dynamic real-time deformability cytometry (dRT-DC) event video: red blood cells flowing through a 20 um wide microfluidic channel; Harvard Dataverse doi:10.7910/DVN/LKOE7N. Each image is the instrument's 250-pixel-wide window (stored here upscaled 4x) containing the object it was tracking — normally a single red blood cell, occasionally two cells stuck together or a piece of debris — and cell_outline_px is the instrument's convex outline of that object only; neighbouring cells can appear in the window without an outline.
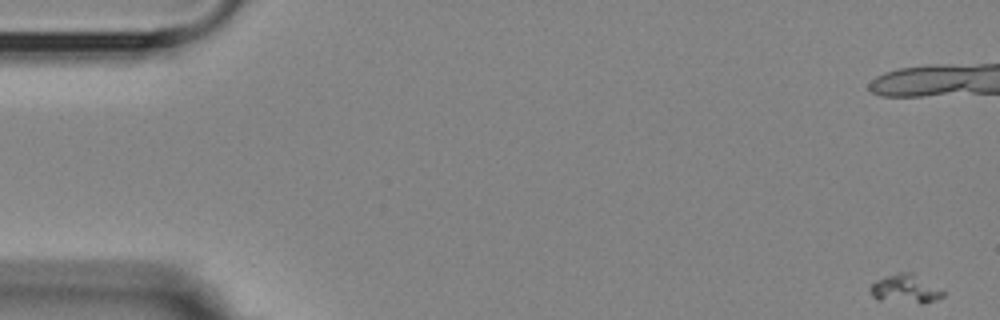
{"species": "Egyptian fruit bat (a non-hibernating species)", "species_latin": "Rousettus aegyptiacus", "temperature_condition": "room temperature", "stored_images_in_passage": 31, "camera_frame_rate_fps": 3000, "um_per_image_px": 0.085, "animal": {"sex": "female"}, "frame": {"image": 1, "passage_image": 1, "time_ms": 0.0, "image_size_px": [1000, 320], "cell_outline_px": [[944, 296], [936, 300], [924, 304], [920, 304], [876, 300], [872, 296], [868, 288], [876, 280], [900, 272], [908, 272], [944, 288]], "centroid_in_image_um": [76.99, 24.59], "position_along_channel_um": 8.0, "area_um2": 12.43}}